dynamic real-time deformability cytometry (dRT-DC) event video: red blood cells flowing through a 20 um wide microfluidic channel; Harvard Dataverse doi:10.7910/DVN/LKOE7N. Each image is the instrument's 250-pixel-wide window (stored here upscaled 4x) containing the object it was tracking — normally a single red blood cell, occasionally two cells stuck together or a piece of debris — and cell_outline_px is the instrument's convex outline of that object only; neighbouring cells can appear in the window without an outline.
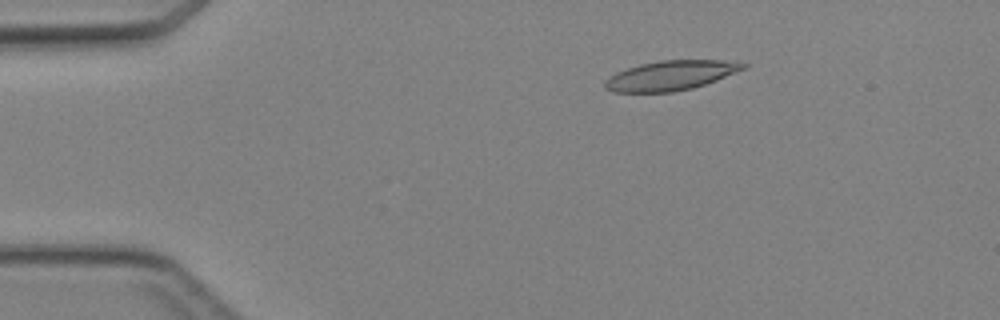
{"species": "Egyptian fruit bat (a non-hibernating species)", "species_latin": "Rousettus aegyptiacus", "temperature_condition": "cold", "stored_images_in_passage": 40, "camera_frame_rate_fps": 3000, "um_per_image_px": 0.085, "animal": {"sex": "female"}, "frame": {"image": 1, "passage_image": 2, "time_ms": 0.333, "image_size_px": [1000, 320], "cell_outline_px": [[748, 68], [716, 80], [692, 88], [672, 92], [612, 92], [604, 88], [604, 80], [616, 72], [640, 64], [660, 60], [724, 60], [748, 64]], "centroid_in_image_um": [57.0, 6.41], "position_along_channel_um": 28.0, "area_um2": 23.93}}
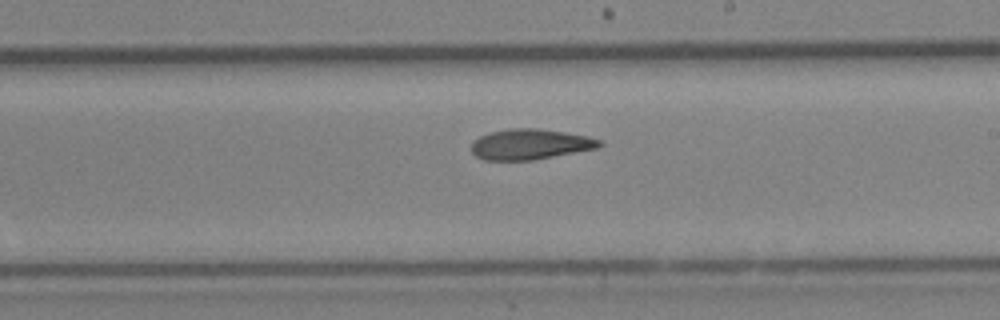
{"frame": {"image": 2, "passage_image": 21, "time_ms": 6.667, "image_size_px": [1000, 320], "cell_outline_px": [[604, 144], [600, 148], [532, 160], [484, 160], [476, 156], [472, 152], [472, 140], [480, 136], [492, 132], [512, 128], [536, 128], [564, 132], [588, 136], [600, 140]], "centroid_in_image_um": [45.09, 12.27], "position_along_channel_um": 243.9, "area_um2": 22.77}}
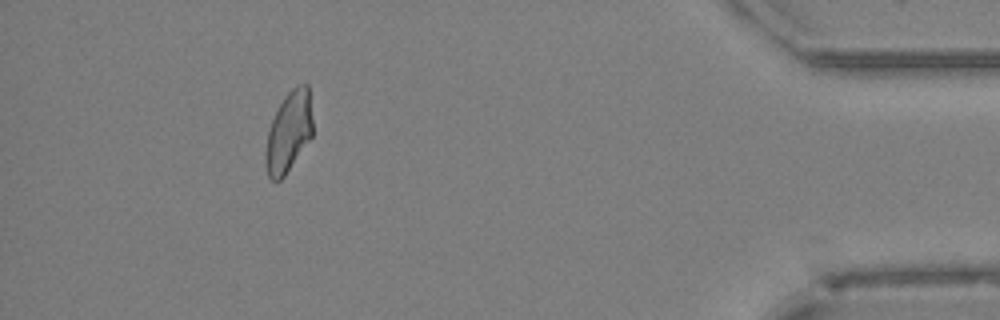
{"frame": {"image": 3, "passage_image": 36, "time_ms": 11.667, "image_size_px": [1000, 320], "cell_outline_px": [[312, 136], [284, 176], [280, 180], [272, 180], [268, 176], [264, 164], [264, 156], [268, 132], [272, 120], [284, 96], [292, 88], [300, 84], [308, 84], [312, 120]], "centroid_in_image_um": [24.52, 11.23], "position_along_channel_um": 410.7, "area_um2": 21.91}}